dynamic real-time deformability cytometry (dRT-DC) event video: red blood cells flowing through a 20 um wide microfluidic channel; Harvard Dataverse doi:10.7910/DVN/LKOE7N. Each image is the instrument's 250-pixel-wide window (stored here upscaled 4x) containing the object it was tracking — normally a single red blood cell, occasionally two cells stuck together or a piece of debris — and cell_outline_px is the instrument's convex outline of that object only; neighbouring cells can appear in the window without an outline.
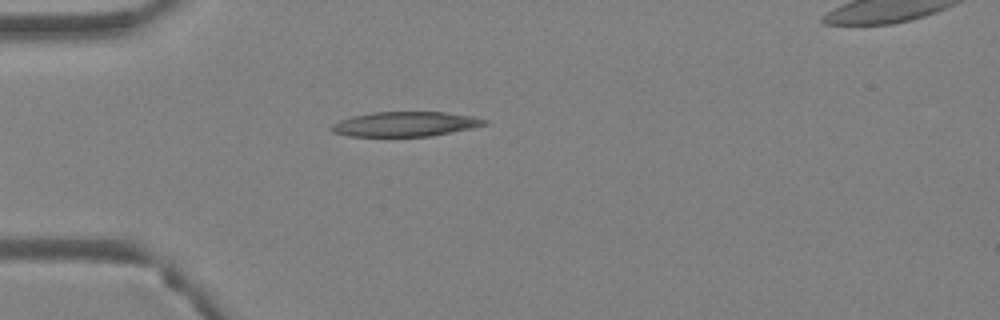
{"species": "Egyptian fruit bat (a non-hibernating species)", "species_latin": "Rousettus aegyptiacus", "temperature_condition": "warm", "stored_images_in_passage": 1, "camera_frame_rate_fps": 3000, "um_per_image_px": 0.085, "animal": {"sex": "female"}, "frame": {"image": 1, "passage_image": 1, "time_ms": 0.0, "image_size_px": [1000, 320], "cell_outline_px": [[488, 124], [472, 128], [428, 136], [348, 136], [332, 132], [328, 128], [332, 124], [340, 120], [352, 116], [372, 112], [444, 112], [472, 116], [488, 120]], "centroid_in_image_um": [34.41, 10.54], "position_along_channel_um": 50.6, "area_um2": 22.02}}